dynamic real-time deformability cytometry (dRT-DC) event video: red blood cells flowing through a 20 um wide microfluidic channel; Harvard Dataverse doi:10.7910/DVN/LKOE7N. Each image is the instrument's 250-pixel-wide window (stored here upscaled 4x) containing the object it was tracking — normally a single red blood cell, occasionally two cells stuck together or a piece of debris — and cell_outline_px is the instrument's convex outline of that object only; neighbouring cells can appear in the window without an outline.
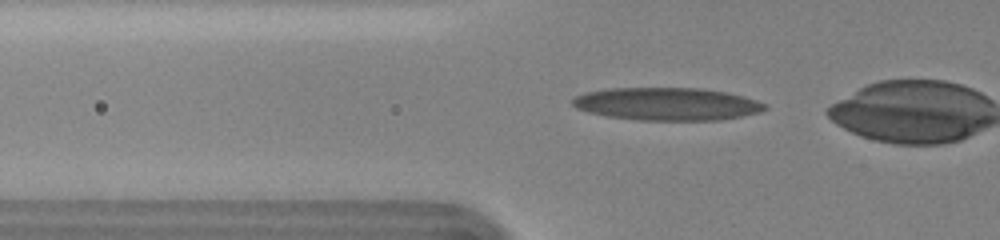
{"species": "human", "species_latin": "Homo sapiens", "temperature_condition": "cold", "stored_images_in_passage": 49, "camera_frame_rate_fps": 3000, "um_per_image_px": 0.085, "donor": {"sex": "female"}, "frame": {"image": 1, "passage_image": 19, "time_ms": 6.0, "image_size_px": [1000, 240], "cell_outline_px": [[768, 108], [760, 112], [720, 120], [640, 120], [608, 116], [588, 112], [576, 108], [572, 104], [572, 100], [576, 96], [584, 92], [608, 88], [700, 88], [728, 92], [744, 96], [756, 100], [764, 104]], "centroid_in_image_um": [56.69, 8.83], "position_along_channel_um": 69.1, "area_um2": 36.7}}
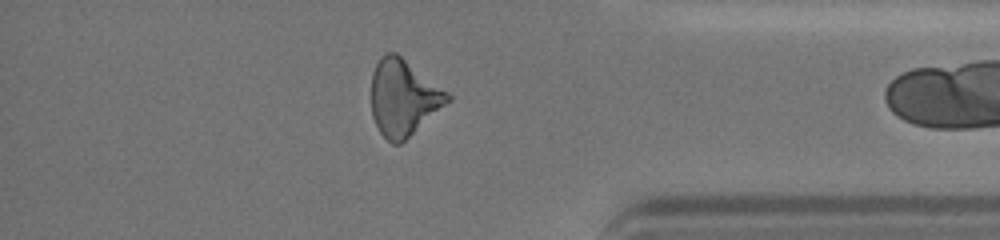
{"frame": {"image": 2, "passage_image": 48, "time_ms": 15.667, "image_size_px": [1000, 240], "cell_outline_px": [[452, 100], [400, 144], [392, 144], [380, 132], [372, 116], [372, 72], [380, 56], [388, 52], [396, 52], [448, 92], [452, 96]], "centroid_in_image_um": [34.29, 8.3], "position_along_channel_um": 400.9, "area_um2": 33.7}}